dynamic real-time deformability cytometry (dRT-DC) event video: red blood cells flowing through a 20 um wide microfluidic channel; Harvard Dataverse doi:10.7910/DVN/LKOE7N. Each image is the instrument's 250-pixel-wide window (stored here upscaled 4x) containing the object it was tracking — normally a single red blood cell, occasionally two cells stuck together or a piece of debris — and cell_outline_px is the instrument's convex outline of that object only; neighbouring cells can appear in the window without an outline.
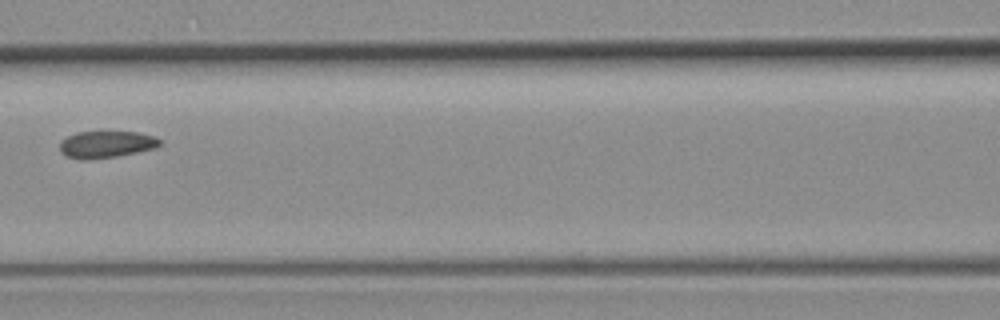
{"species": "common noctule bat (a hibernating species)", "species_latin": "Nyctalus noctula", "temperature_condition": "room temperature", "stored_images_in_passage": 7, "camera_frame_rate_fps": 3000, "um_per_image_px": 0.085, "animal": {"sex": "female", "body_mass_g": 19.3, "forearm_length_mm": 54.1}, "frame": {"image": 1, "passage_image": 7, "time_ms": 9.0, "image_size_px": [1000, 320], "cell_outline_px": [[160, 144], [156, 148], [116, 156], [88, 160], [80, 160], [68, 156], [60, 152], [60, 140], [76, 132], [136, 132], [156, 136], [160, 140]], "centroid_in_image_um": [9.01, 12.27], "position_along_channel_um": 157.6, "area_um2": 15.66}}